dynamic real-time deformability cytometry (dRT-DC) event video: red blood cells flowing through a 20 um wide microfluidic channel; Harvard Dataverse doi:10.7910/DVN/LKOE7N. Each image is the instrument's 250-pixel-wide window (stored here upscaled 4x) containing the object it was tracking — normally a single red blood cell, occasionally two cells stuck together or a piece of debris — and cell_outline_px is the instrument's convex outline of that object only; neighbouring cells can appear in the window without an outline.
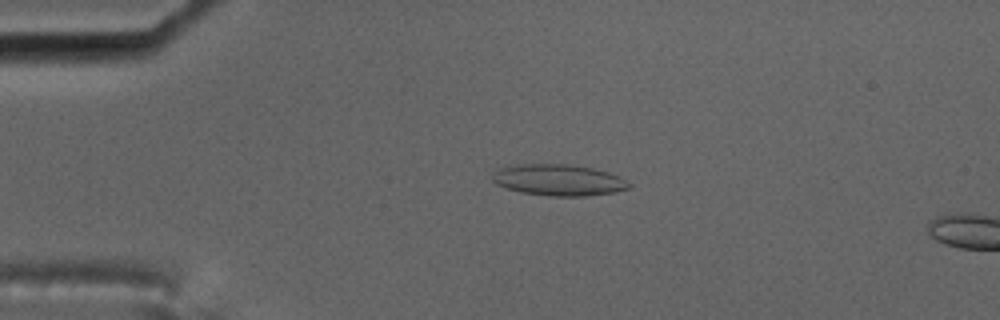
{"species": "common noctule bat (a hibernating species)", "species_latin": "Nyctalus noctula", "temperature_condition": "cold", "stored_images_in_passage": 4, "camera_frame_rate_fps": 3000, "um_per_image_px": 0.085, "animal": {"sex": "male", "body_mass_g": 17.5, "forearm_length_mm": 52.3}, "frame": {"image": 1, "passage_image": 1, "time_ms": 0.0, "image_size_px": [1000, 320], "cell_outline_px": [[632, 184], [628, 188], [612, 192], [584, 196], [548, 196], [520, 192], [504, 188], [496, 184], [492, 180], [492, 176], [496, 168], [520, 164], [568, 164], [592, 168], [608, 172], [620, 176]], "centroid_in_image_um": [47.44, 15.3], "position_along_channel_um": 37.6, "area_um2": 25.03}}